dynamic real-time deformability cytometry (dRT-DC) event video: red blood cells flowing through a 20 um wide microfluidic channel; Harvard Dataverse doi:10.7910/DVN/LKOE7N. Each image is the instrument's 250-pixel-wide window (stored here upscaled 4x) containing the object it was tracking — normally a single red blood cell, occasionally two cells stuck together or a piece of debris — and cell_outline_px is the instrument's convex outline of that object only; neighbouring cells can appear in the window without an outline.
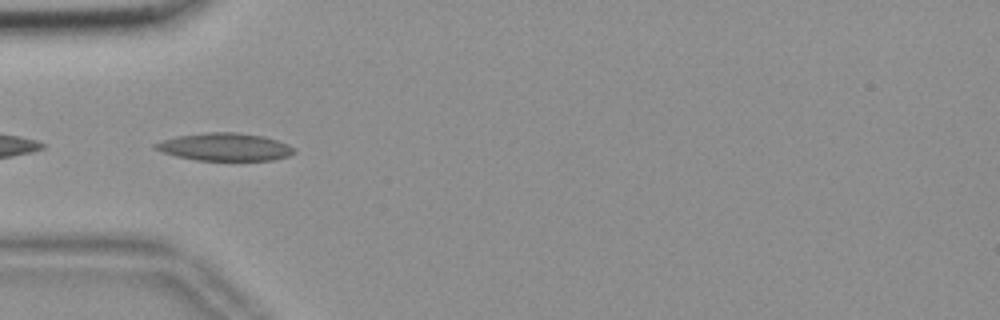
{"species": "common noctule bat (a hibernating species)", "species_latin": "Nyctalus noctula", "temperature_condition": "room temperature", "stored_images_in_passage": 39, "camera_frame_rate_fps": 3000, "um_per_image_px": 0.085, "animal": {"sex": "female", "body_mass_g": 18.4}, "frame": {"image": 1, "passage_image": 1, "time_ms": 0.0, "image_size_px": [1000, 320], "cell_outline_px": [[296, 152], [288, 156], [272, 160], [196, 160], [176, 156], [164, 152], [156, 148], [152, 144], [176, 136], [208, 132], [236, 132], [264, 136], [288, 144], [296, 148]], "centroid_in_image_um": [19.15, 12.48], "position_along_channel_um": 65.8, "area_um2": 22.31}}
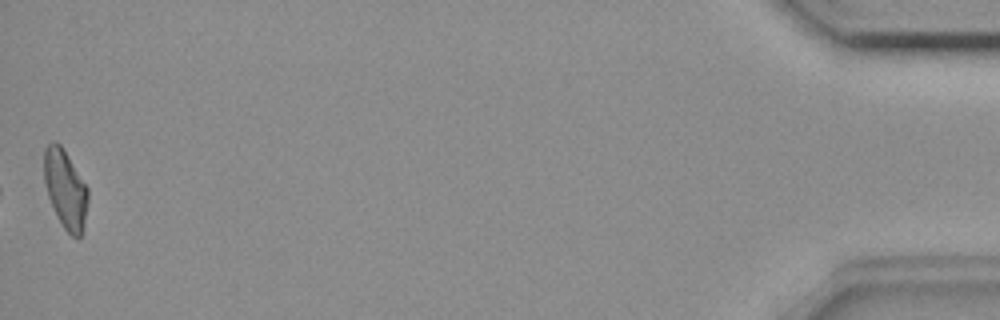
{"frame": {"image": 2, "passage_image": 39, "time_ms": 12.667, "image_size_px": [1000, 320], "cell_outline_px": [[88, 200], [84, 224], [80, 236], [72, 236], [64, 228], [56, 216], [48, 196], [44, 180], [44, 148], [52, 140], [56, 140], [60, 144], [88, 188]], "centroid_in_image_um": [5.54, 16.05], "position_along_channel_um": 429.7, "area_um2": 19.94}, "authors_computed_cell_mechanics": {"area_um2": 20.519, "velocity_mm_per_s": 3.6337, "shape_relaxation_time_tau1_ms": null, "shape_relaxation_time_tau2_ms": 5.1888, "deformation_change_tau1": null, "deformation_change_tau2": 0.1452}}